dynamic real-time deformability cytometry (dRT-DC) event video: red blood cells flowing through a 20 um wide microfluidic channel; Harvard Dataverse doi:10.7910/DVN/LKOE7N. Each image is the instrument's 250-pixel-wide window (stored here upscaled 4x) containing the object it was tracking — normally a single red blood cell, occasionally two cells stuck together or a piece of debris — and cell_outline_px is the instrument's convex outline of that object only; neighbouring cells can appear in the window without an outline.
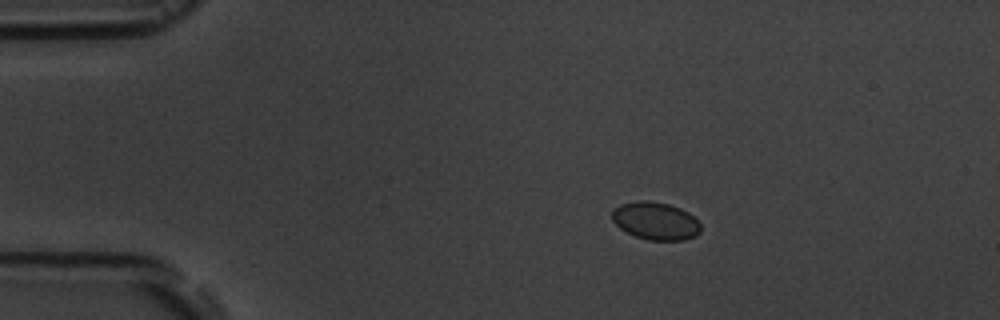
{"species": "common noctule bat (a hibernating species)", "species_latin": "Nyctalus noctula", "temperature_condition": "room temperature", "stored_images_in_passage": 3, "camera_frame_rate_fps": 3000, "um_per_image_px": 0.085, "animal": {"sex": "male", "body_mass_g": 19.5, "forearm_length_mm": 54.6}, "frame": {"image": 1, "passage_image": 1, "time_ms": 0.0, "image_size_px": [1000, 320], "cell_outline_px": [[700, 232], [696, 236], [684, 240], [648, 240], [636, 236], [620, 228], [612, 220], [612, 212], [620, 204], [640, 200], [648, 200], [668, 204], [680, 208], [688, 212], [700, 224]], "centroid_in_image_um": [55.73, 18.78], "position_along_channel_um": 29.3, "area_um2": 19.36}}